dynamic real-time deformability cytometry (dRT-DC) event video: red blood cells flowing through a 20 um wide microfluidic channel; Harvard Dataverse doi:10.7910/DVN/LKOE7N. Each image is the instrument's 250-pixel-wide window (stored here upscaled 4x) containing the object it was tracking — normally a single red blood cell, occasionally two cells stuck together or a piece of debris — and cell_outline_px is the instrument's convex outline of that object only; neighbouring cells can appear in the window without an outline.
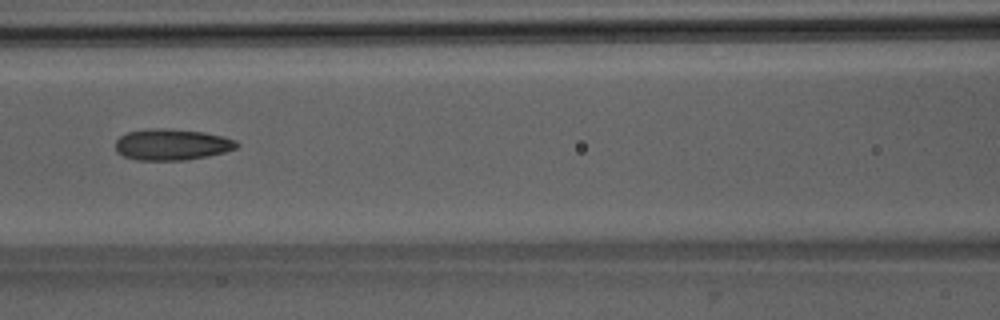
{"species": "Egyptian fruit bat (a non-hibernating species)", "species_latin": "Rousettus aegyptiacus", "temperature_condition": "room temperature", "stored_images_in_passage": 3, "camera_frame_rate_fps": 3000, "um_per_image_px": 0.085, "animal": {"sex": "male"}, "frame": {"image": 1, "passage_image": 3, "time_ms": 2.333, "image_size_px": [1000, 320], "cell_outline_px": [[240, 144], [236, 148], [224, 152], [208, 156], [184, 160], [136, 160], [124, 156], [116, 152], [116, 140], [120, 136], [128, 132], [152, 128], [164, 128], [204, 132], [224, 136], [236, 140]], "centroid_in_image_um": [14.62, 12.28], "position_along_channel_um": 152.0, "area_um2": 22.14}}